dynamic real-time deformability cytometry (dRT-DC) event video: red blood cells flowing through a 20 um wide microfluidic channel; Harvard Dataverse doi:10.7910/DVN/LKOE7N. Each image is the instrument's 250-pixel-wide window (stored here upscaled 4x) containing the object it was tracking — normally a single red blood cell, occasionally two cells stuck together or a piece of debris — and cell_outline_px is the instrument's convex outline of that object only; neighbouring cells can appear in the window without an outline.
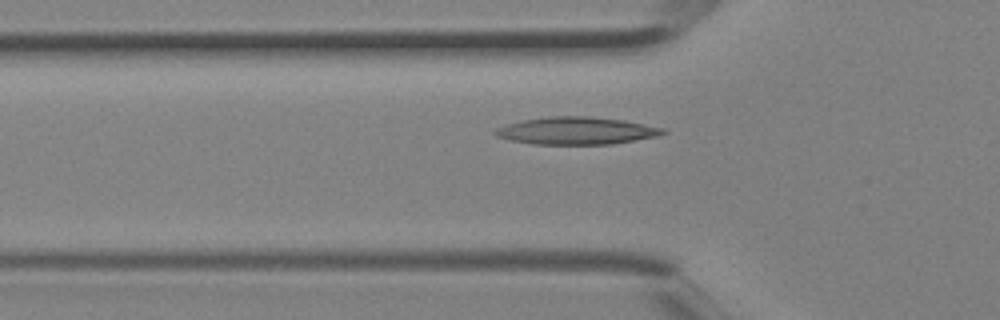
{"species": "Egyptian fruit bat (a non-hibernating species)", "species_latin": "Rousettus aegyptiacus", "temperature_condition": "room temperature", "stored_images_in_passage": 4, "camera_frame_rate_fps": 3000, "um_per_image_px": 0.085, "animal": {"sex": "female"}, "frame": {"image": 1, "passage_image": 4, "time_ms": 1.0, "image_size_px": [1000, 320], "cell_outline_px": [[668, 132], [656, 136], [612, 144], [532, 144], [508, 140], [496, 136], [492, 132], [496, 128], [508, 124], [524, 120], [548, 116], [588, 116], [624, 120], [664, 128]], "centroid_in_image_um": [48.97, 11.11], "position_along_channel_um": 76.8, "area_um2": 26.76}}